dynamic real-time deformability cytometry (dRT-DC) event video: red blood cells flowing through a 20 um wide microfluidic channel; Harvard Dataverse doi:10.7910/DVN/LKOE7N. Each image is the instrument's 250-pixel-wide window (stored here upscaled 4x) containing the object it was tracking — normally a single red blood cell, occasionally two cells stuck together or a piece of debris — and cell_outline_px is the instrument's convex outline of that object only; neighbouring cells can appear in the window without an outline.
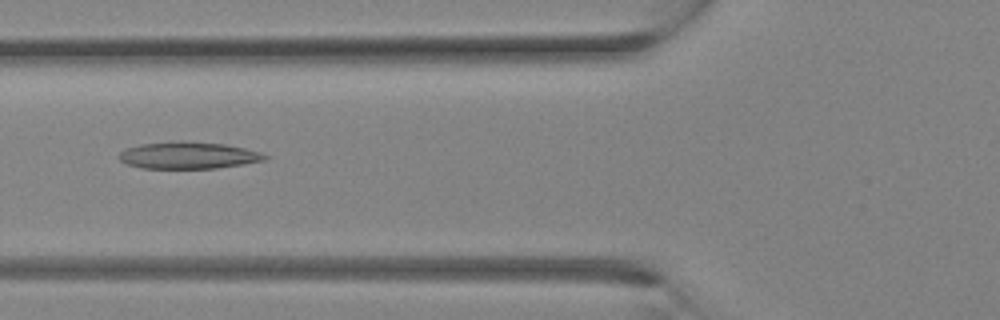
{"species": "Egyptian fruit bat (a non-hibernating species)", "species_latin": "Rousettus aegyptiacus", "temperature_condition": "room temperature", "stored_images_in_passage": 23, "camera_frame_rate_fps": 3000, "um_per_image_px": 0.085, "animal": {"sex": "female"}, "frame": {"image": 1, "passage_image": 3, "time_ms": 0.667, "image_size_px": [1000, 320], "cell_outline_px": [[268, 160], [244, 164], [216, 168], [140, 168], [128, 164], [120, 160], [116, 156], [120, 152], [128, 148], [140, 144], [184, 140], [224, 144], [244, 148], [260, 152], [268, 156]], "centroid_in_image_um": [16.01, 13.2], "position_along_channel_um": 109.8, "area_um2": 22.95}}
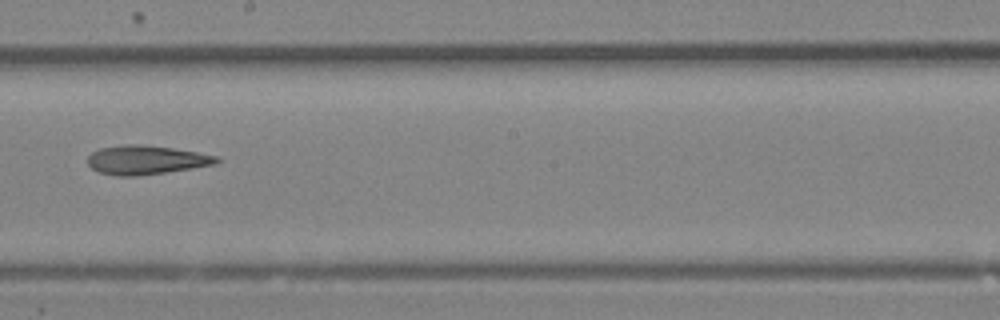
{"frame": {"image": 2, "passage_image": 9, "time_ms": 2.667, "image_size_px": [1000, 320], "cell_outline_px": [[224, 160], [216, 164], [192, 168], [136, 176], [116, 176], [100, 172], [92, 168], [88, 164], [88, 156], [92, 152], [100, 148], [128, 144], [140, 144], [172, 148], [196, 152], [216, 156]], "centroid_in_image_um": [12.43, 13.59], "position_along_channel_um": 235.8, "area_um2": 21.62}}
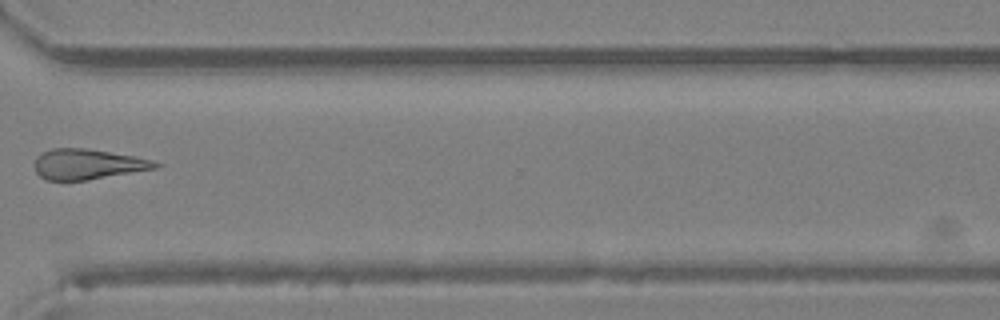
{"frame": {"image": 3, "passage_image": 15, "time_ms": 4.667, "image_size_px": [1000, 320], "cell_outline_px": [[160, 168], [88, 180], [48, 180], [40, 176], [36, 172], [36, 156], [52, 148], [84, 148], [132, 156], [152, 160], [160, 164]], "centroid_in_image_um": [7.48, 13.97], "position_along_channel_um": 363.1, "area_um2": 21.15}}